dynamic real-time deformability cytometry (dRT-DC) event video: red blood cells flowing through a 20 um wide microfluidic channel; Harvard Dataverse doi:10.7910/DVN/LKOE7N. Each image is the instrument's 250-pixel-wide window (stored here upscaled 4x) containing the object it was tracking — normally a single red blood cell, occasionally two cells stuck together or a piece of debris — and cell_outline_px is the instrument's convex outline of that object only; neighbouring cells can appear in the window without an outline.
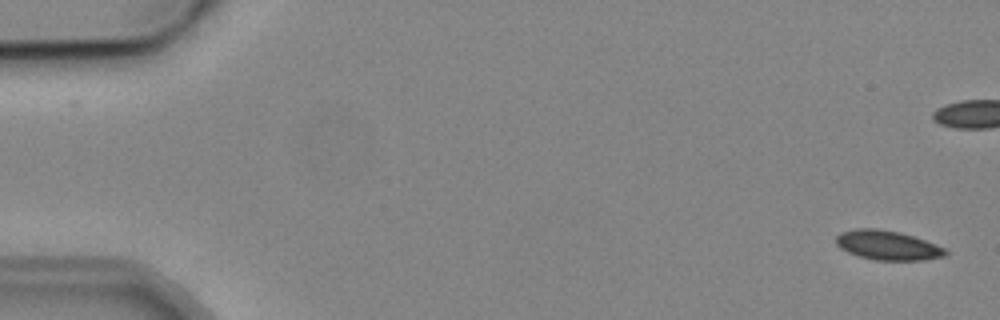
{"species": "common noctule bat (a hibernating species)", "species_latin": "Nyctalus noctula", "temperature_condition": "cold", "stored_images_in_passage": 2, "camera_frame_rate_fps": 3000, "um_per_image_px": 0.085, "animal": {"sex": "male", "body_mass_g": 19.2, "forearm_length_mm": 51.8}, "frame": {"image": 1, "passage_image": 2, "time_ms": 1.333, "image_size_px": [1000, 320], "cell_outline_px": [[948, 252], [944, 256], [924, 260], [876, 260], [860, 256], [848, 252], [840, 248], [836, 244], [836, 236], [840, 232], [856, 228], [876, 228], [900, 232], [936, 244], [944, 248]], "centroid_in_image_um": [75.42, 20.84], "position_along_channel_um": 9.6, "area_um2": 18.67}}